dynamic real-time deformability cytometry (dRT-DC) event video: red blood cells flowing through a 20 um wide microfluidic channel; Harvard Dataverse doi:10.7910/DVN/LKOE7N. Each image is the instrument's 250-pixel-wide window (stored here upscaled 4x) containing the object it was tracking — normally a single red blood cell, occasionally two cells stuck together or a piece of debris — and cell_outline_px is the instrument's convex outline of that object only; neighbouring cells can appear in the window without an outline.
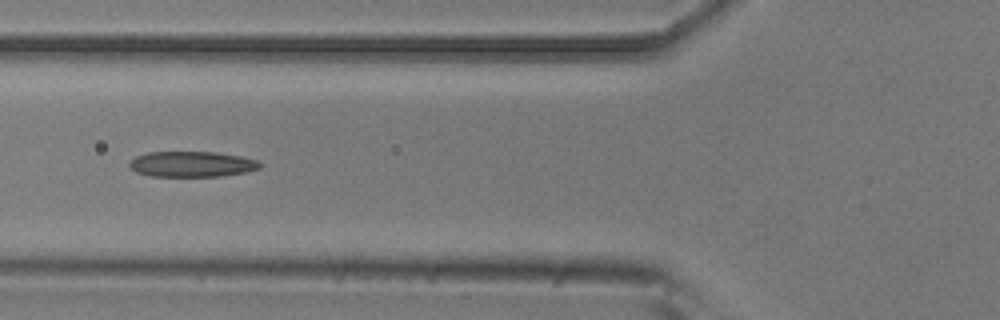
{"species": "common noctule bat (a hibernating species)", "species_latin": "Nyctalus noctula", "temperature_condition": "room temperature", "stored_images_in_passage": 9, "camera_frame_rate_fps": 3000, "um_per_image_px": 0.085, "animal": {"sex": "male", "body_mass_g": 20.5, "forearm_length_mm": 52.5}, "frame": {"image": 1, "passage_image": 6, "time_ms": 1.667, "image_size_px": [1000, 320], "cell_outline_px": [[260, 168], [244, 172], [220, 176], [152, 176], [136, 172], [128, 164], [136, 156], [148, 152], [216, 152], [240, 156], [260, 160]], "centroid_in_image_um": [16.32, 13.94], "position_along_channel_um": 109.5, "area_um2": 19.31}}
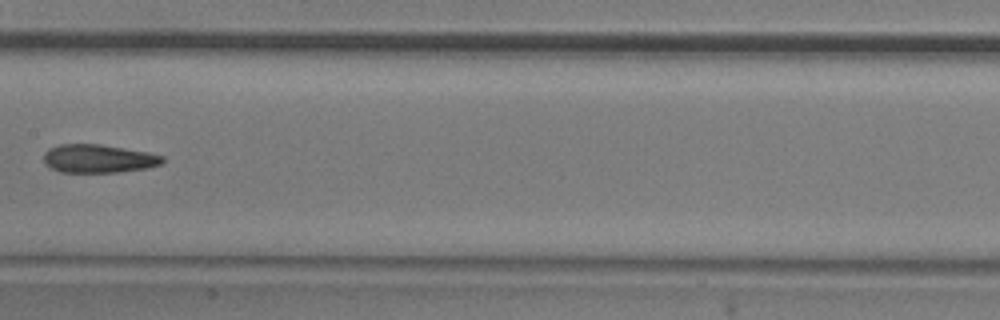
{"frame": {"image": 2, "passage_image": 8, "time_ms": 2.333, "image_size_px": [1000, 320], "cell_outline_px": [[164, 160], [160, 164], [148, 168], [120, 172], [60, 172], [52, 168], [44, 160], [44, 152], [48, 148], [60, 144], [100, 144], [148, 152], [164, 156]], "centroid_in_image_um": [8.38, 13.48], "position_along_channel_um": 199.0, "area_um2": 19.59}}
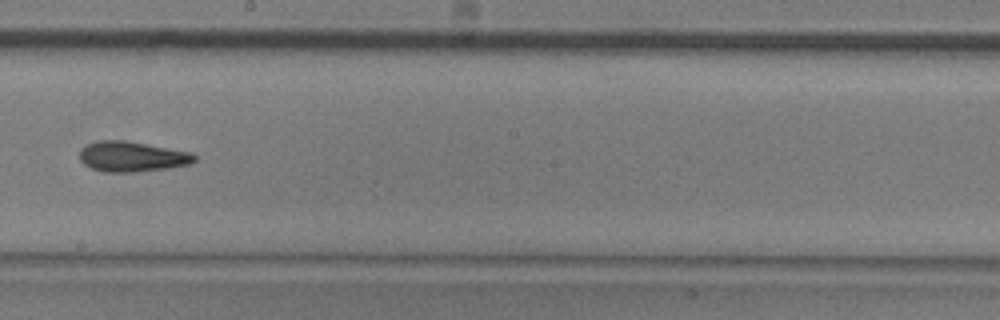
{"frame": {"image": 3, "passage_image": 9, "time_ms": 2.667, "image_size_px": [1000, 320], "cell_outline_px": [[196, 160], [192, 164], [168, 168], [136, 172], [104, 172], [92, 168], [84, 164], [80, 160], [80, 148], [96, 140], [124, 140], [192, 152], [196, 156]], "centroid_in_image_um": [11.23, 13.31], "position_along_channel_um": 237.0, "area_um2": 20.4}}